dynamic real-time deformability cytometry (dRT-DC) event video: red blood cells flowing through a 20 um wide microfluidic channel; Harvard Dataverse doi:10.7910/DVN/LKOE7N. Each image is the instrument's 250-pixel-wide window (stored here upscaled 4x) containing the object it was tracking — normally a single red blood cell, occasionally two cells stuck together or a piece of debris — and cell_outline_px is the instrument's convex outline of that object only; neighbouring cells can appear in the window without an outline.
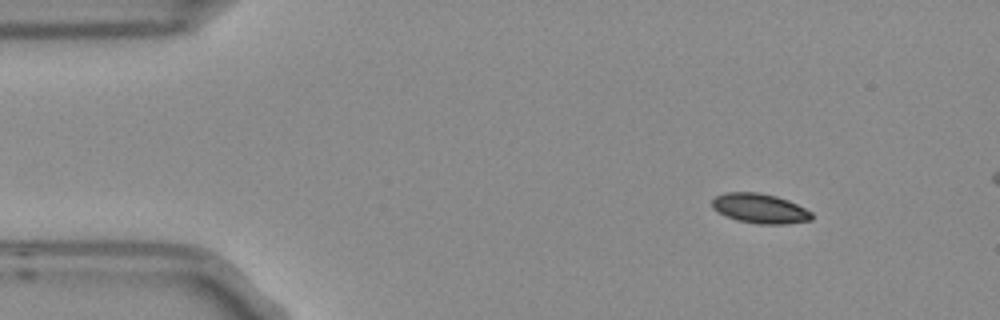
{"species": "Egyptian fruit bat (a non-hibernating species)", "species_latin": "Rousettus aegyptiacus", "temperature_condition": "room temperature", "stored_images_in_passage": 3, "camera_frame_rate_fps": 3000, "um_per_image_px": 0.085, "frame": {"image": 1, "passage_image": 1, "time_ms": 0.0, "image_size_px": [1000, 320], "cell_outline_px": [[812, 220], [784, 224], [756, 224], [736, 220], [724, 216], [716, 212], [712, 208], [712, 200], [716, 196], [724, 192], [760, 192], [776, 196], [788, 200], [812, 212]], "centroid_in_image_um": [64.55, 17.72], "position_along_channel_um": 20.5, "area_um2": 17.46}}